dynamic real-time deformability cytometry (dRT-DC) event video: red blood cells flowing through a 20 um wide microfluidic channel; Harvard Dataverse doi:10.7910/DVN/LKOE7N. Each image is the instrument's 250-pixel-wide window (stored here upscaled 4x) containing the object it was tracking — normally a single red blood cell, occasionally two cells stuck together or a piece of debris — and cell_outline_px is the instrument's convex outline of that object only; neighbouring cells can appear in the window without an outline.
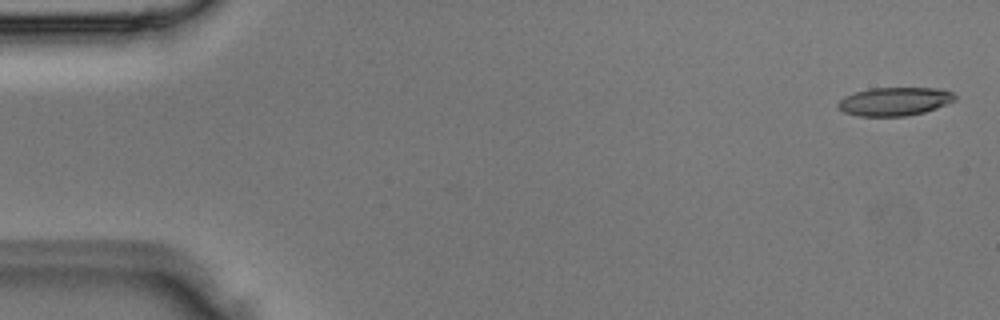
{"species": "Egyptian fruit bat (a non-hibernating species)", "species_latin": "Rousettus aegyptiacus", "temperature_condition": "room temperature", "stored_images_in_passage": 5, "segment_of_instrument_passage": [1, 2], "camera_frame_rate_fps": 3000, "um_per_image_px": 0.085, "animal": {"sex": "male"}, "frame": {"image": 1, "passage_image": 1, "time_ms": 0.0, "image_size_px": [1000, 320], "cell_outline_px": [[956, 100], [936, 108], [924, 112], [908, 116], [860, 116], [844, 112], [836, 108], [836, 104], [844, 96], [856, 92], [872, 88], [944, 88], [952, 92], [956, 96]], "centroid_in_image_um": [76.04, 8.62], "position_along_channel_um": 9.0, "area_um2": 19.48}}